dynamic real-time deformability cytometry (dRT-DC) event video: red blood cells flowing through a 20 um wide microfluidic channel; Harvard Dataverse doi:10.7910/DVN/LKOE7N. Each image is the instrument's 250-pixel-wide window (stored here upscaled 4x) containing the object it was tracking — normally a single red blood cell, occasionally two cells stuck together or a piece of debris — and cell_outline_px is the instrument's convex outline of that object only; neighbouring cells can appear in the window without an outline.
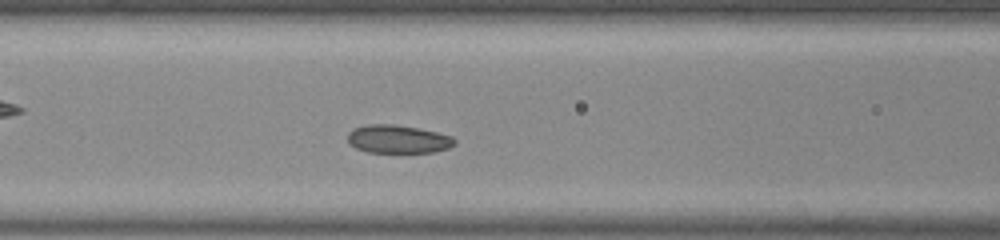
{"species": "common noctule bat (a hibernating species)", "species_latin": "Nyctalus noctula", "temperature_condition": "room temperature", "stored_images_in_passage": 43, "camera_frame_rate_fps": 3000, "um_per_image_px": 0.085, "animal": {"sex": "male", "body_mass_g": 20.0, "forearm_length_mm": 53.3}, "frame": {"image": 1, "passage_image": 12, "time_ms": 3.667, "image_size_px": [1000, 240], "cell_outline_px": [[456, 144], [448, 148], [432, 152], [368, 152], [356, 148], [348, 140], [348, 132], [352, 128], [368, 124], [392, 124], [416, 128], [436, 132], [452, 136], [456, 140]], "centroid_in_image_um": [33.82, 11.82], "position_along_channel_um": 132.8, "area_um2": 17.46}}
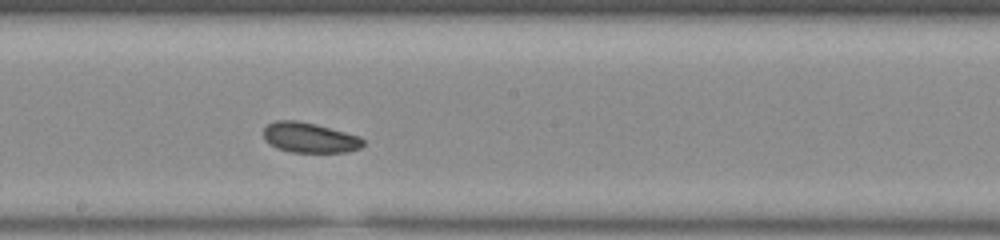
{"frame": {"image": 2, "passage_image": 19, "time_ms": 6.0, "image_size_px": [1000, 240], "cell_outline_px": [[364, 144], [360, 148], [348, 152], [288, 152], [276, 148], [268, 144], [264, 140], [264, 128], [268, 124], [276, 120], [296, 120], [316, 124], [360, 136], [364, 140]], "centroid_in_image_um": [26.3, 11.7], "position_along_channel_um": 221.9, "area_um2": 17.69}}
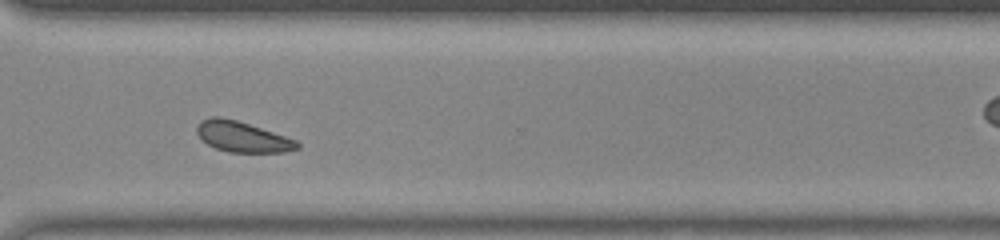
{"frame": {"image": 3, "passage_image": 29, "time_ms": 9.333, "image_size_px": [1000, 240], "cell_outline_px": [[300, 148], [284, 152], [228, 152], [216, 148], [208, 144], [196, 132], [196, 128], [200, 120], [212, 116], [220, 116], [236, 120], [296, 140], [300, 144]], "centroid_in_image_um": [20.58, 11.62], "position_along_channel_um": 350.0, "area_um2": 17.63}, "authors_computed_cell_mechanics": {"area_um2": 17.6868, "velocity_mm_per_s": 3.8345, "shape_relaxation_time_tau1_ms": null, "shape_relaxation_time_tau2_ms": 4.2156, "deformation_change_tau1": null, "deformation_change_tau2": 0.0958}}